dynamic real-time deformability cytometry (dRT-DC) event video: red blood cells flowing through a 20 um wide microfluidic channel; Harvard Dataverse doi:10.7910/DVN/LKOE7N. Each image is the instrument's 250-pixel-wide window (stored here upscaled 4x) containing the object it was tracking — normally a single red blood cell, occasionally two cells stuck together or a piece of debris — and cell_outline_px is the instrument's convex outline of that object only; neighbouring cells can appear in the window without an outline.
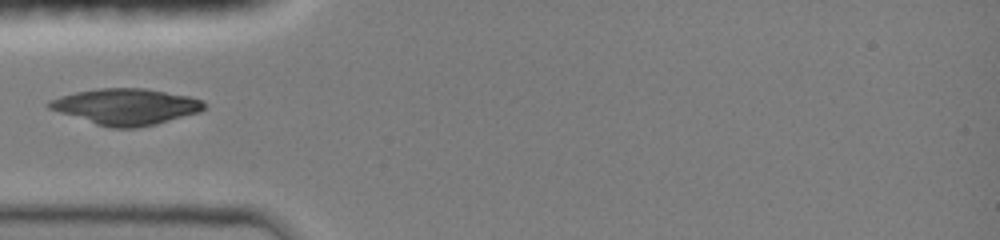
{"species": "common noctule bat (a hibernating species)", "species_latin": "Nyctalus noctula", "temperature_condition": "room temperature", "stored_images_in_passage": 2, "camera_frame_rate_fps": 3000, "um_per_image_px": 0.085, "animal": {"sex": "female", "body_mass_g": 19.0, "forearm_length_mm": 51.5}, "frame": {"image": 1, "passage_image": 1, "time_ms": 0.0, "image_size_px": [1000, 240], "cell_outline_px": [[204, 108], [200, 112], [156, 124], [136, 128], [112, 128], [96, 124], [48, 108], [44, 104], [48, 100], [60, 96], [76, 92], [100, 88], [144, 88], [188, 96], [204, 100]], "centroid_in_image_um": [10.7, 9.06], "position_along_channel_um": 74.3, "area_um2": 32.48}}